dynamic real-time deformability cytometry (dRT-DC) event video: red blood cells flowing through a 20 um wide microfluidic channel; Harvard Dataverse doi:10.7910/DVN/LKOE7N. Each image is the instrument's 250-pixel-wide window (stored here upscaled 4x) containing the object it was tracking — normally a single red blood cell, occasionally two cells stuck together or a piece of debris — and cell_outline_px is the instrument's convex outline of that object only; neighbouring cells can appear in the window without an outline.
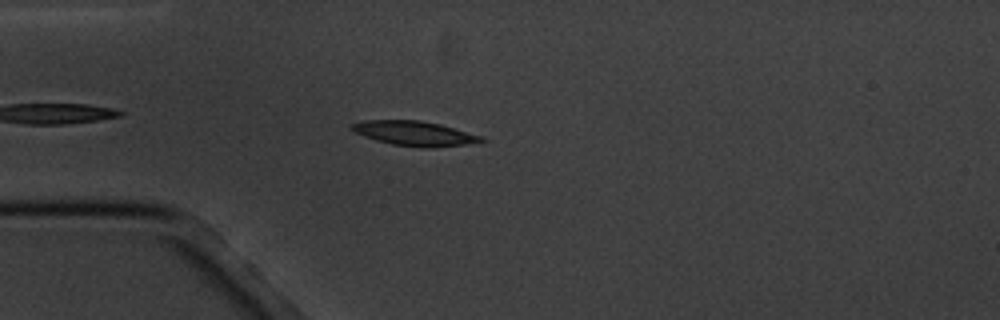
{"species": "common noctule bat (a hibernating species)", "species_latin": "Nyctalus noctula", "temperature_condition": "cold", "stored_images_in_passage": 4, "camera_frame_rate_fps": 3000, "um_per_image_px": 0.085, "animal": {"sex": "male", "body_mass_g": 20.1, "forearm_length_mm": 53.5}, "frame": {"image": 1, "passage_image": 4, "time_ms": 3.667, "image_size_px": [1000, 320], "cell_outline_px": [[488, 140], [464, 144], [432, 148], [420, 148], [392, 144], [376, 140], [364, 136], [348, 128], [348, 124], [364, 120], [420, 120], [440, 124], [484, 136]], "centroid_in_image_um": [35.22, 11.33], "position_along_channel_um": 49.8, "area_um2": 18.79}}